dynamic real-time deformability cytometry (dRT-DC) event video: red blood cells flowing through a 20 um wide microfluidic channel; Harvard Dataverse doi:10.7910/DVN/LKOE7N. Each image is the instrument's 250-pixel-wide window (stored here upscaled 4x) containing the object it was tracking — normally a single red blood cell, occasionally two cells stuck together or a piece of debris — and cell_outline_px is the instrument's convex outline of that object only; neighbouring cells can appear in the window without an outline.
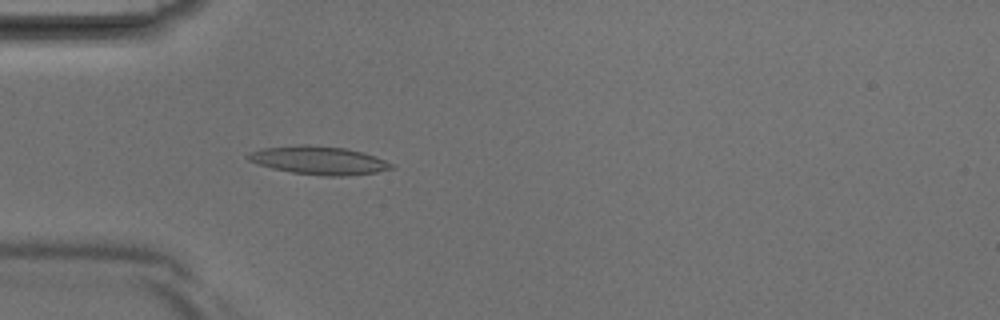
{"species": "Egyptian fruit bat (a non-hibernating species)", "species_latin": "Rousettus aegyptiacus", "temperature_condition": "room temperature", "stored_images_in_passage": 39, "camera_frame_rate_fps": 3000, "um_per_image_px": 0.085, "animal": {"sex": "male"}, "frame": {"image": 1, "passage_image": 11, "time_ms": 3.333, "image_size_px": [1000, 320], "cell_outline_px": [[396, 168], [376, 172], [344, 176], [324, 176], [292, 172], [272, 168], [248, 160], [244, 156], [248, 152], [264, 148], [300, 144], [304, 144], [344, 148], [364, 152], [384, 160], [392, 164]], "centroid_in_image_um": [27.08, 13.62], "position_along_channel_um": 57.9, "area_um2": 23.52}}
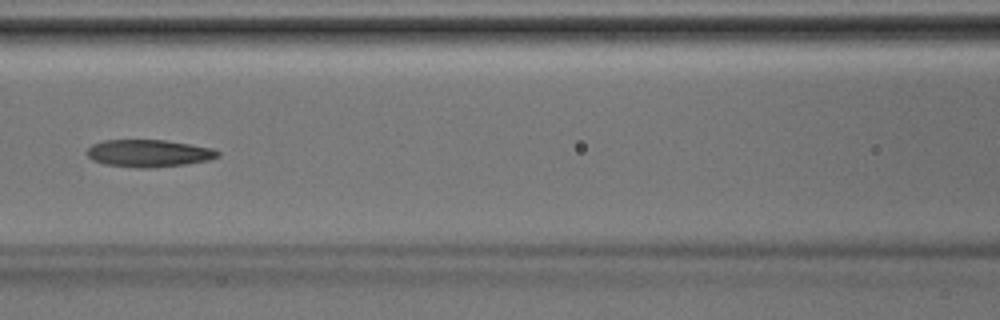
{"frame": {"image": 2, "passage_image": 17, "time_ms": 5.333, "image_size_px": [1000, 320], "cell_outline_px": [[220, 156], [208, 160], [184, 164], [152, 168], [136, 168], [104, 164], [92, 160], [84, 152], [92, 144], [104, 140], [164, 140], [212, 148], [220, 152]], "centroid_in_image_um": [12.6, 13.03], "position_along_channel_um": 154.0, "area_um2": 20.87}}
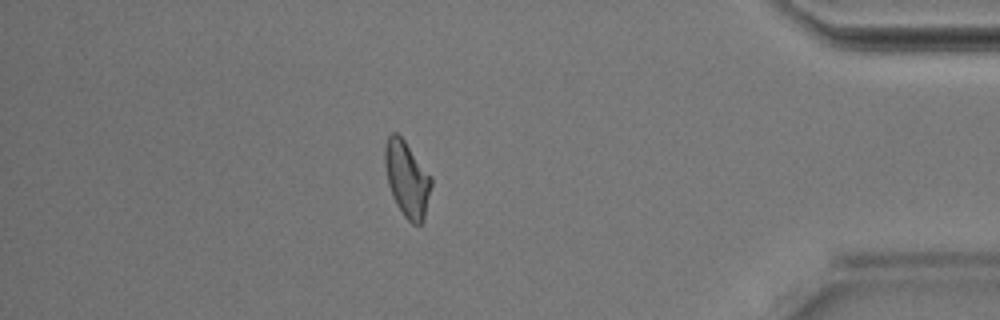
{"frame": {"image": 3, "passage_image": 34, "time_ms": 11.0, "image_size_px": [1000, 320], "cell_outline_px": [[432, 184], [424, 216], [420, 224], [412, 224], [404, 216], [396, 204], [392, 196], [388, 184], [384, 164], [384, 148], [388, 136], [392, 132], [396, 132], [404, 140], [432, 176]], "centroid_in_image_um": [34.58, 15.19], "position_along_channel_um": 400.6, "area_um2": 20.4}}